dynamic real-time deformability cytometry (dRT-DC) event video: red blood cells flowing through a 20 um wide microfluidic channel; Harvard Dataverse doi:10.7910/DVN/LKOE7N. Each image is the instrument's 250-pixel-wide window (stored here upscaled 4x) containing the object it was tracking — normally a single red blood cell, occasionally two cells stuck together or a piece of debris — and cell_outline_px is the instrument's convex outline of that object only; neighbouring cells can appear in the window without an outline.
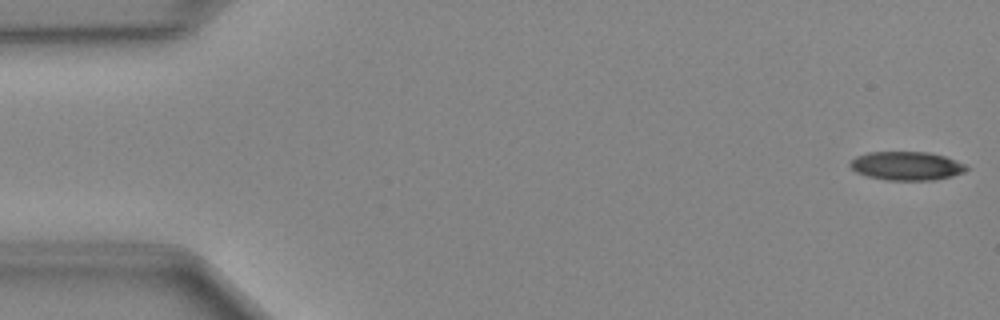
{"species": "Egyptian fruit bat (a non-hibernating species)", "species_latin": "Rousettus aegyptiacus", "temperature_condition": "cold", "stored_images_in_passage": 48, "camera_frame_rate_fps": 3000, "um_per_image_px": 0.085, "animal": {"sex": "female"}, "frame": {"image": 1, "passage_image": 1, "time_ms": 0.0, "image_size_px": [1000, 320], "cell_outline_px": [[968, 168], [964, 172], [952, 176], [936, 180], [884, 180], [868, 176], [856, 172], [848, 164], [856, 156], [868, 152], [928, 152], [944, 156], [964, 164]], "centroid_in_image_um": [77.04, 14.1], "position_along_channel_um": 8.0, "area_um2": 19.36}}
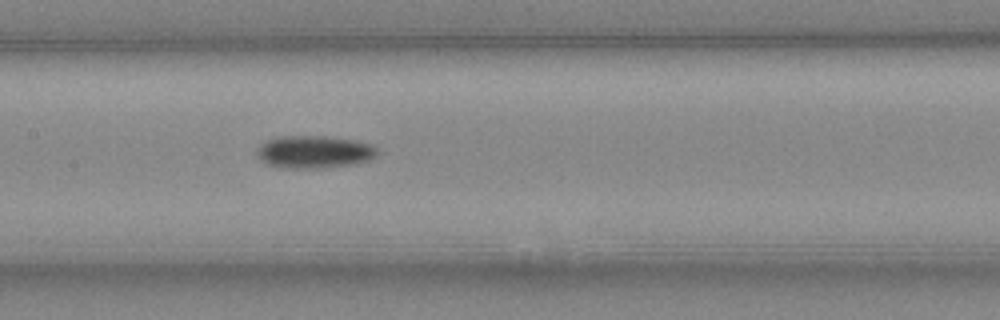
{"frame": {"image": 2, "passage_image": 23, "time_ms": 7.333, "image_size_px": [1000, 320], "cell_outline_px": [[376, 156], [368, 160], [348, 164], [320, 168], [280, 168], [268, 164], [260, 160], [256, 156], [256, 148], [264, 140], [276, 136], [324, 136], [356, 140], [372, 144], [376, 148]], "centroid_in_image_um": [26.62, 12.89], "position_along_channel_um": 180.8, "area_um2": 23.0}}
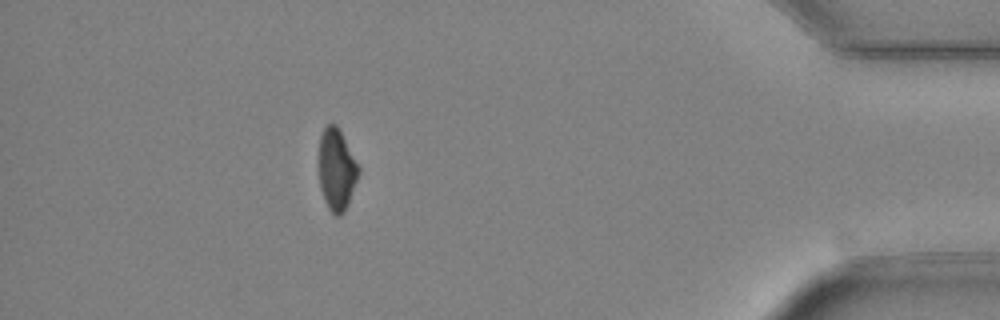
{"frame": {"image": 3, "passage_image": 43, "time_ms": 14.0, "image_size_px": [1000, 320], "cell_outline_px": [[360, 172], [348, 204], [344, 212], [340, 216], [336, 216], [328, 208], [324, 200], [320, 184], [316, 164], [320, 136], [324, 128], [328, 124], [336, 124], [360, 168]], "centroid_in_image_um": [28.57, 14.42], "position_along_channel_um": 406.6, "area_um2": 19.19}}